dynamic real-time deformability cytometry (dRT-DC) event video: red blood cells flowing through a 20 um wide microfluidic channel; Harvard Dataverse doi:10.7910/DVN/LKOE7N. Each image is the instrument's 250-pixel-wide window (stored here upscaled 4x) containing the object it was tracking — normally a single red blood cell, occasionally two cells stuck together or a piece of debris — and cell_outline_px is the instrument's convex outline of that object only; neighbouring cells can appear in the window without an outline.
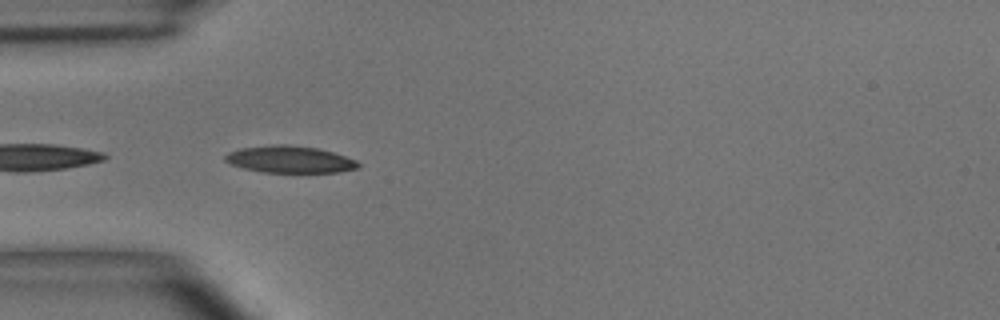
{"species": "common noctule bat (a hibernating species)", "species_latin": "Nyctalus noctula", "temperature_condition": "room temperature", "stored_images_in_passage": 4, "camera_frame_rate_fps": 3000, "um_per_image_px": 0.085, "animal": {"sex": "male", "body_mass_g": 15.6}, "frame": {"image": 1, "passage_image": 3, "time_ms": 3.333, "image_size_px": [1000, 320], "cell_outline_px": [[360, 168], [340, 172], [264, 172], [244, 168], [232, 164], [224, 160], [224, 156], [228, 152], [240, 148], [272, 144], [288, 144], [316, 148], [332, 152], [356, 160], [360, 164]], "centroid_in_image_um": [24.63, 13.54], "position_along_channel_um": 60.4, "area_um2": 20.87}}
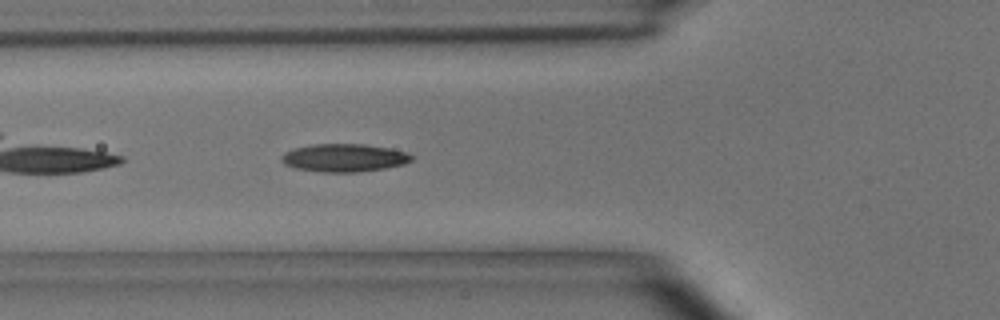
{"frame": {"image": 2, "passage_image": 4, "time_ms": 4.333, "image_size_px": [1000, 320], "cell_outline_px": [[412, 160], [404, 164], [384, 168], [356, 172], [320, 172], [296, 168], [284, 164], [280, 160], [280, 156], [284, 152], [296, 148], [312, 144], [364, 144], [388, 148], [404, 152], [412, 156]], "centroid_in_image_um": [29.2, 13.41], "position_along_channel_um": 96.6, "area_um2": 21.04}}